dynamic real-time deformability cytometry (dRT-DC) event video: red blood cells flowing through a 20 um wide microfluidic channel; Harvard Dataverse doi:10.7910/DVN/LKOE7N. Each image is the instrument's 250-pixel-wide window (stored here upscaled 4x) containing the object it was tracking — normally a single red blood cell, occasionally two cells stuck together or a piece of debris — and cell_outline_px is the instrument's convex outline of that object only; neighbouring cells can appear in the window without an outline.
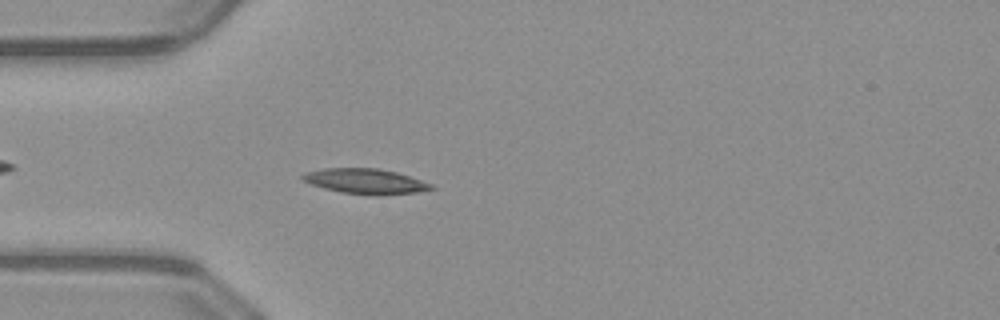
{"species": "common noctule bat (a hibernating species)", "species_latin": "Nyctalus noctula", "temperature_condition": "warm", "stored_images_in_passage": 41, "camera_frame_rate_fps": 3000, "um_per_image_px": 0.085, "animal": {"sex": "male", "body_mass_g": 23.1, "forearm_length_mm": 52.7}, "frame": {"image": 1, "passage_image": 5, "time_ms": 1.333, "image_size_px": [1000, 320], "cell_outline_px": [[436, 188], [416, 192], [380, 196], [376, 196], [340, 192], [324, 188], [312, 184], [304, 180], [300, 176], [304, 172], [324, 168], [380, 168], [396, 172], [432, 184]], "centroid_in_image_um": [31.06, 15.41], "position_along_channel_um": 53.9, "area_um2": 18.9}}
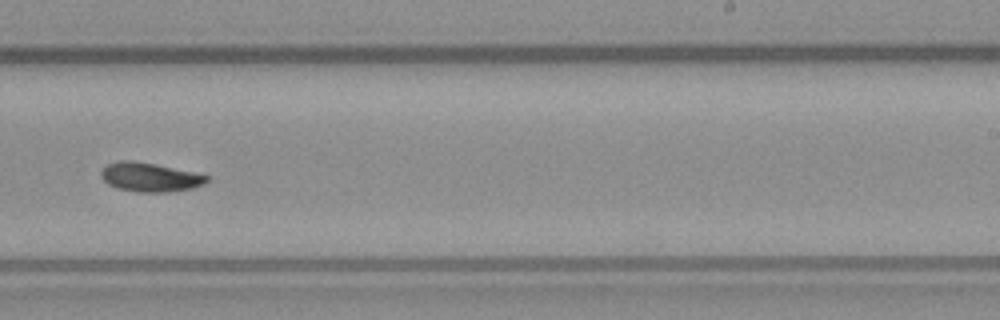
{"frame": {"image": 2, "passage_image": 22, "time_ms": 7.0, "image_size_px": [1000, 320], "cell_outline_px": [[208, 180], [204, 184], [192, 188], [168, 192], [136, 192], [116, 188], [108, 184], [100, 176], [100, 172], [108, 164], [120, 160], [132, 160], [156, 164], [196, 172], [208, 176]], "centroid_in_image_um": [12.74, 15.06], "position_along_channel_um": 276.3, "area_um2": 17.98}}
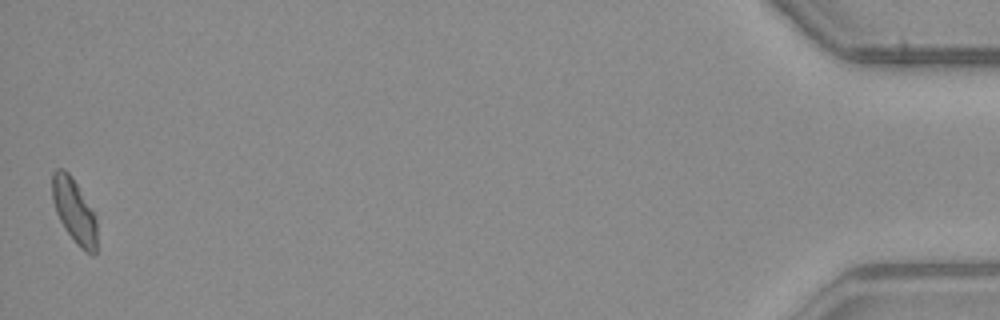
{"frame": {"image": 3, "passage_image": 41, "time_ms": 13.333, "image_size_px": [1000, 320], "cell_outline_px": [[96, 252], [92, 256], [80, 248], [76, 244], [64, 228], [56, 212], [52, 200], [52, 172], [56, 168], [64, 168], [72, 176], [92, 212], [96, 220]], "centroid_in_image_um": [6.27, 17.93], "position_along_channel_um": 428.9, "area_um2": 16.59}, "authors_computed_cell_mechanics": {"area_um2": 17.4556, "velocity_mm_per_s": 4.0194, "shape_relaxation_time_tau1_ms": 3.8434, "shape_relaxation_time_tau2_ms": 4.4493, "deformation_change_tau1": 0.1326, "deformation_change_tau2": 0.0928}}